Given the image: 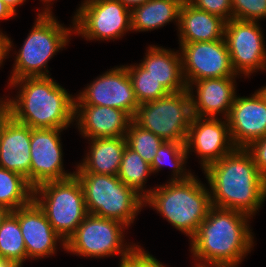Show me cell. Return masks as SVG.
<instances>
[{
	"mask_svg": "<svg viewBox=\"0 0 266 267\" xmlns=\"http://www.w3.org/2000/svg\"><path fill=\"white\" fill-rule=\"evenodd\" d=\"M251 219L240 211L211 206L205 220L189 240L193 264L239 267L254 250Z\"/></svg>",
	"mask_w": 266,
	"mask_h": 267,
	"instance_id": "cell-1",
	"label": "cell"
},
{
	"mask_svg": "<svg viewBox=\"0 0 266 267\" xmlns=\"http://www.w3.org/2000/svg\"><path fill=\"white\" fill-rule=\"evenodd\" d=\"M203 173L212 206L240 211L252 218L260 212L266 201V180L246 148H235Z\"/></svg>",
	"mask_w": 266,
	"mask_h": 267,
	"instance_id": "cell-2",
	"label": "cell"
},
{
	"mask_svg": "<svg viewBox=\"0 0 266 267\" xmlns=\"http://www.w3.org/2000/svg\"><path fill=\"white\" fill-rule=\"evenodd\" d=\"M50 77H24L14 80L9 90L15 97L5 96L11 117L30 128H59L74 125L75 95L68 93ZM14 87V88H13Z\"/></svg>",
	"mask_w": 266,
	"mask_h": 267,
	"instance_id": "cell-3",
	"label": "cell"
},
{
	"mask_svg": "<svg viewBox=\"0 0 266 267\" xmlns=\"http://www.w3.org/2000/svg\"><path fill=\"white\" fill-rule=\"evenodd\" d=\"M206 185L195 174L185 181H167L156 185L144 198V207L156 210L190 240L212 206Z\"/></svg>",
	"mask_w": 266,
	"mask_h": 267,
	"instance_id": "cell-4",
	"label": "cell"
},
{
	"mask_svg": "<svg viewBox=\"0 0 266 267\" xmlns=\"http://www.w3.org/2000/svg\"><path fill=\"white\" fill-rule=\"evenodd\" d=\"M54 14H37L32 29L23 41L18 52L14 49V64L7 87L14 80L24 77H50L48 63L50 59L66 46L74 34L73 17L69 27L60 23ZM66 26V27H65Z\"/></svg>",
	"mask_w": 266,
	"mask_h": 267,
	"instance_id": "cell-5",
	"label": "cell"
},
{
	"mask_svg": "<svg viewBox=\"0 0 266 267\" xmlns=\"http://www.w3.org/2000/svg\"><path fill=\"white\" fill-rule=\"evenodd\" d=\"M74 175L82 185L88 214L119 221L128 228L134 224L144 207V198L133 188L115 175L95 173Z\"/></svg>",
	"mask_w": 266,
	"mask_h": 267,
	"instance_id": "cell-6",
	"label": "cell"
},
{
	"mask_svg": "<svg viewBox=\"0 0 266 267\" xmlns=\"http://www.w3.org/2000/svg\"><path fill=\"white\" fill-rule=\"evenodd\" d=\"M33 200L44 211L53 229L66 241L83 222L87 210L84 191L74 175L45 182L33 189Z\"/></svg>",
	"mask_w": 266,
	"mask_h": 267,
	"instance_id": "cell-7",
	"label": "cell"
},
{
	"mask_svg": "<svg viewBox=\"0 0 266 267\" xmlns=\"http://www.w3.org/2000/svg\"><path fill=\"white\" fill-rule=\"evenodd\" d=\"M125 230H129L128 227L119 221L87 214L66 240L65 251L78 257L95 259L119 255L121 261L139 244L128 242Z\"/></svg>",
	"mask_w": 266,
	"mask_h": 267,
	"instance_id": "cell-8",
	"label": "cell"
},
{
	"mask_svg": "<svg viewBox=\"0 0 266 267\" xmlns=\"http://www.w3.org/2000/svg\"><path fill=\"white\" fill-rule=\"evenodd\" d=\"M192 117L187 89L139 104L133 120L163 141L185 143Z\"/></svg>",
	"mask_w": 266,
	"mask_h": 267,
	"instance_id": "cell-9",
	"label": "cell"
},
{
	"mask_svg": "<svg viewBox=\"0 0 266 267\" xmlns=\"http://www.w3.org/2000/svg\"><path fill=\"white\" fill-rule=\"evenodd\" d=\"M76 9L74 34L86 41H115L132 31L131 10L119 0H83Z\"/></svg>",
	"mask_w": 266,
	"mask_h": 267,
	"instance_id": "cell-10",
	"label": "cell"
},
{
	"mask_svg": "<svg viewBox=\"0 0 266 267\" xmlns=\"http://www.w3.org/2000/svg\"><path fill=\"white\" fill-rule=\"evenodd\" d=\"M224 39L237 75L249 79L255 72L266 71V44L260 22L230 19Z\"/></svg>",
	"mask_w": 266,
	"mask_h": 267,
	"instance_id": "cell-11",
	"label": "cell"
},
{
	"mask_svg": "<svg viewBox=\"0 0 266 267\" xmlns=\"http://www.w3.org/2000/svg\"><path fill=\"white\" fill-rule=\"evenodd\" d=\"M75 105H97L121 109L132 118L139 103L125 65L114 66L75 94Z\"/></svg>",
	"mask_w": 266,
	"mask_h": 267,
	"instance_id": "cell-12",
	"label": "cell"
},
{
	"mask_svg": "<svg viewBox=\"0 0 266 267\" xmlns=\"http://www.w3.org/2000/svg\"><path fill=\"white\" fill-rule=\"evenodd\" d=\"M187 87L194 81L239 77L234 71L225 39L179 44Z\"/></svg>",
	"mask_w": 266,
	"mask_h": 267,
	"instance_id": "cell-13",
	"label": "cell"
},
{
	"mask_svg": "<svg viewBox=\"0 0 266 267\" xmlns=\"http://www.w3.org/2000/svg\"><path fill=\"white\" fill-rule=\"evenodd\" d=\"M59 128H31L30 142V186L49 181H61L73 177L75 171L64 169L63 147Z\"/></svg>",
	"mask_w": 266,
	"mask_h": 267,
	"instance_id": "cell-14",
	"label": "cell"
},
{
	"mask_svg": "<svg viewBox=\"0 0 266 267\" xmlns=\"http://www.w3.org/2000/svg\"><path fill=\"white\" fill-rule=\"evenodd\" d=\"M185 147L188 159L192 152L196 154L202 171L236 148L227 119L198 116L191 119Z\"/></svg>",
	"mask_w": 266,
	"mask_h": 267,
	"instance_id": "cell-15",
	"label": "cell"
},
{
	"mask_svg": "<svg viewBox=\"0 0 266 267\" xmlns=\"http://www.w3.org/2000/svg\"><path fill=\"white\" fill-rule=\"evenodd\" d=\"M11 212L18 219L30 261L51 258L59 248L65 251L66 241L53 229L44 211L34 200Z\"/></svg>",
	"mask_w": 266,
	"mask_h": 267,
	"instance_id": "cell-16",
	"label": "cell"
},
{
	"mask_svg": "<svg viewBox=\"0 0 266 267\" xmlns=\"http://www.w3.org/2000/svg\"><path fill=\"white\" fill-rule=\"evenodd\" d=\"M236 78L222 77L202 79L188 87L191 97L192 115L227 119L237 96ZM196 89V90H195Z\"/></svg>",
	"mask_w": 266,
	"mask_h": 267,
	"instance_id": "cell-17",
	"label": "cell"
},
{
	"mask_svg": "<svg viewBox=\"0 0 266 267\" xmlns=\"http://www.w3.org/2000/svg\"><path fill=\"white\" fill-rule=\"evenodd\" d=\"M227 121L234 146L247 148L266 136V103L256 91L249 97L237 95Z\"/></svg>",
	"mask_w": 266,
	"mask_h": 267,
	"instance_id": "cell-18",
	"label": "cell"
},
{
	"mask_svg": "<svg viewBox=\"0 0 266 267\" xmlns=\"http://www.w3.org/2000/svg\"><path fill=\"white\" fill-rule=\"evenodd\" d=\"M133 118L125 111L107 106L75 105L74 126L84 139L126 136Z\"/></svg>",
	"mask_w": 266,
	"mask_h": 267,
	"instance_id": "cell-19",
	"label": "cell"
},
{
	"mask_svg": "<svg viewBox=\"0 0 266 267\" xmlns=\"http://www.w3.org/2000/svg\"><path fill=\"white\" fill-rule=\"evenodd\" d=\"M31 128L12 117L0 136V167L22 175L30 184Z\"/></svg>",
	"mask_w": 266,
	"mask_h": 267,
	"instance_id": "cell-20",
	"label": "cell"
},
{
	"mask_svg": "<svg viewBox=\"0 0 266 267\" xmlns=\"http://www.w3.org/2000/svg\"><path fill=\"white\" fill-rule=\"evenodd\" d=\"M226 20L198 9L191 3L182 4L177 30L178 44L224 39Z\"/></svg>",
	"mask_w": 266,
	"mask_h": 267,
	"instance_id": "cell-21",
	"label": "cell"
},
{
	"mask_svg": "<svg viewBox=\"0 0 266 267\" xmlns=\"http://www.w3.org/2000/svg\"><path fill=\"white\" fill-rule=\"evenodd\" d=\"M88 151L74 167L75 173H95L117 176L122 155L127 145L126 137L87 139Z\"/></svg>",
	"mask_w": 266,
	"mask_h": 267,
	"instance_id": "cell-22",
	"label": "cell"
},
{
	"mask_svg": "<svg viewBox=\"0 0 266 267\" xmlns=\"http://www.w3.org/2000/svg\"><path fill=\"white\" fill-rule=\"evenodd\" d=\"M139 64L159 81L169 93L187 90L180 50L149 45Z\"/></svg>",
	"mask_w": 266,
	"mask_h": 267,
	"instance_id": "cell-23",
	"label": "cell"
},
{
	"mask_svg": "<svg viewBox=\"0 0 266 267\" xmlns=\"http://www.w3.org/2000/svg\"><path fill=\"white\" fill-rule=\"evenodd\" d=\"M181 6L178 0H150L133 8L131 10L132 32H151L173 21L178 29Z\"/></svg>",
	"mask_w": 266,
	"mask_h": 267,
	"instance_id": "cell-24",
	"label": "cell"
},
{
	"mask_svg": "<svg viewBox=\"0 0 266 267\" xmlns=\"http://www.w3.org/2000/svg\"><path fill=\"white\" fill-rule=\"evenodd\" d=\"M188 161V154L186 152L185 143L180 142H164L153 159L150 165L152 173L158 174L162 167H171V177L168 181H185L188 180L194 172L186 168Z\"/></svg>",
	"mask_w": 266,
	"mask_h": 267,
	"instance_id": "cell-25",
	"label": "cell"
},
{
	"mask_svg": "<svg viewBox=\"0 0 266 267\" xmlns=\"http://www.w3.org/2000/svg\"><path fill=\"white\" fill-rule=\"evenodd\" d=\"M152 174L150 165L136 151L126 145L118 178L145 198L154 188H146L148 177Z\"/></svg>",
	"mask_w": 266,
	"mask_h": 267,
	"instance_id": "cell-26",
	"label": "cell"
},
{
	"mask_svg": "<svg viewBox=\"0 0 266 267\" xmlns=\"http://www.w3.org/2000/svg\"><path fill=\"white\" fill-rule=\"evenodd\" d=\"M33 200V188L19 173L0 167V205L14 211Z\"/></svg>",
	"mask_w": 266,
	"mask_h": 267,
	"instance_id": "cell-27",
	"label": "cell"
},
{
	"mask_svg": "<svg viewBox=\"0 0 266 267\" xmlns=\"http://www.w3.org/2000/svg\"><path fill=\"white\" fill-rule=\"evenodd\" d=\"M0 257L23 267L27 258L17 217L10 212L0 226Z\"/></svg>",
	"mask_w": 266,
	"mask_h": 267,
	"instance_id": "cell-28",
	"label": "cell"
},
{
	"mask_svg": "<svg viewBox=\"0 0 266 267\" xmlns=\"http://www.w3.org/2000/svg\"><path fill=\"white\" fill-rule=\"evenodd\" d=\"M125 66L133 85L136 100L139 104L157 100L169 94L164 86L152 77L140 64L132 63L129 65L125 64Z\"/></svg>",
	"mask_w": 266,
	"mask_h": 267,
	"instance_id": "cell-29",
	"label": "cell"
},
{
	"mask_svg": "<svg viewBox=\"0 0 266 267\" xmlns=\"http://www.w3.org/2000/svg\"><path fill=\"white\" fill-rule=\"evenodd\" d=\"M127 145L136 151L149 165L152 164L156 152L165 142L152 132L131 121L126 133Z\"/></svg>",
	"mask_w": 266,
	"mask_h": 267,
	"instance_id": "cell-30",
	"label": "cell"
},
{
	"mask_svg": "<svg viewBox=\"0 0 266 267\" xmlns=\"http://www.w3.org/2000/svg\"><path fill=\"white\" fill-rule=\"evenodd\" d=\"M232 19L259 22L266 19V0H231Z\"/></svg>",
	"mask_w": 266,
	"mask_h": 267,
	"instance_id": "cell-31",
	"label": "cell"
},
{
	"mask_svg": "<svg viewBox=\"0 0 266 267\" xmlns=\"http://www.w3.org/2000/svg\"><path fill=\"white\" fill-rule=\"evenodd\" d=\"M118 267H169L158 261L144 247L138 245L128 256L123 258Z\"/></svg>",
	"mask_w": 266,
	"mask_h": 267,
	"instance_id": "cell-32",
	"label": "cell"
},
{
	"mask_svg": "<svg viewBox=\"0 0 266 267\" xmlns=\"http://www.w3.org/2000/svg\"><path fill=\"white\" fill-rule=\"evenodd\" d=\"M190 3L198 9L220 16L226 21L232 19L231 0H192Z\"/></svg>",
	"mask_w": 266,
	"mask_h": 267,
	"instance_id": "cell-33",
	"label": "cell"
},
{
	"mask_svg": "<svg viewBox=\"0 0 266 267\" xmlns=\"http://www.w3.org/2000/svg\"><path fill=\"white\" fill-rule=\"evenodd\" d=\"M246 149L251 153L260 175L266 180V136L255 140Z\"/></svg>",
	"mask_w": 266,
	"mask_h": 267,
	"instance_id": "cell-34",
	"label": "cell"
},
{
	"mask_svg": "<svg viewBox=\"0 0 266 267\" xmlns=\"http://www.w3.org/2000/svg\"><path fill=\"white\" fill-rule=\"evenodd\" d=\"M14 43L11 41V38L0 32V68L5 63V59L9 58L11 51L13 52Z\"/></svg>",
	"mask_w": 266,
	"mask_h": 267,
	"instance_id": "cell-35",
	"label": "cell"
},
{
	"mask_svg": "<svg viewBox=\"0 0 266 267\" xmlns=\"http://www.w3.org/2000/svg\"><path fill=\"white\" fill-rule=\"evenodd\" d=\"M11 118V110L9 106V102L5 95L3 97L0 96V136L4 126L7 121Z\"/></svg>",
	"mask_w": 266,
	"mask_h": 267,
	"instance_id": "cell-36",
	"label": "cell"
},
{
	"mask_svg": "<svg viewBox=\"0 0 266 267\" xmlns=\"http://www.w3.org/2000/svg\"><path fill=\"white\" fill-rule=\"evenodd\" d=\"M17 17L12 10L2 1L0 0V20H8Z\"/></svg>",
	"mask_w": 266,
	"mask_h": 267,
	"instance_id": "cell-37",
	"label": "cell"
},
{
	"mask_svg": "<svg viewBox=\"0 0 266 267\" xmlns=\"http://www.w3.org/2000/svg\"><path fill=\"white\" fill-rule=\"evenodd\" d=\"M42 2L43 7H41V9L37 8L38 10V13L36 14H44V15H51L53 14V11L52 10V4H54V1L55 0H39Z\"/></svg>",
	"mask_w": 266,
	"mask_h": 267,
	"instance_id": "cell-38",
	"label": "cell"
},
{
	"mask_svg": "<svg viewBox=\"0 0 266 267\" xmlns=\"http://www.w3.org/2000/svg\"><path fill=\"white\" fill-rule=\"evenodd\" d=\"M127 9L132 10L150 0H119Z\"/></svg>",
	"mask_w": 266,
	"mask_h": 267,
	"instance_id": "cell-39",
	"label": "cell"
},
{
	"mask_svg": "<svg viewBox=\"0 0 266 267\" xmlns=\"http://www.w3.org/2000/svg\"><path fill=\"white\" fill-rule=\"evenodd\" d=\"M11 10L12 12L17 16V9L19 6H22L26 0H2Z\"/></svg>",
	"mask_w": 266,
	"mask_h": 267,
	"instance_id": "cell-40",
	"label": "cell"
},
{
	"mask_svg": "<svg viewBox=\"0 0 266 267\" xmlns=\"http://www.w3.org/2000/svg\"><path fill=\"white\" fill-rule=\"evenodd\" d=\"M10 212L11 210H9L7 207L0 205V226Z\"/></svg>",
	"mask_w": 266,
	"mask_h": 267,
	"instance_id": "cell-41",
	"label": "cell"
},
{
	"mask_svg": "<svg viewBox=\"0 0 266 267\" xmlns=\"http://www.w3.org/2000/svg\"><path fill=\"white\" fill-rule=\"evenodd\" d=\"M0 267H19L17 264H14L11 261H8L2 257H0Z\"/></svg>",
	"mask_w": 266,
	"mask_h": 267,
	"instance_id": "cell-42",
	"label": "cell"
},
{
	"mask_svg": "<svg viewBox=\"0 0 266 267\" xmlns=\"http://www.w3.org/2000/svg\"><path fill=\"white\" fill-rule=\"evenodd\" d=\"M258 95L263 99V101L266 103V85L260 87L259 89L255 90Z\"/></svg>",
	"mask_w": 266,
	"mask_h": 267,
	"instance_id": "cell-43",
	"label": "cell"
},
{
	"mask_svg": "<svg viewBox=\"0 0 266 267\" xmlns=\"http://www.w3.org/2000/svg\"><path fill=\"white\" fill-rule=\"evenodd\" d=\"M181 4L190 3L192 0H178Z\"/></svg>",
	"mask_w": 266,
	"mask_h": 267,
	"instance_id": "cell-44",
	"label": "cell"
},
{
	"mask_svg": "<svg viewBox=\"0 0 266 267\" xmlns=\"http://www.w3.org/2000/svg\"><path fill=\"white\" fill-rule=\"evenodd\" d=\"M192 267H210V266H198V265H193Z\"/></svg>",
	"mask_w": 266,
	"mask_h": 267,
	"instance_id": "cell-45",
	"label": "cell"
}]
</instances>
